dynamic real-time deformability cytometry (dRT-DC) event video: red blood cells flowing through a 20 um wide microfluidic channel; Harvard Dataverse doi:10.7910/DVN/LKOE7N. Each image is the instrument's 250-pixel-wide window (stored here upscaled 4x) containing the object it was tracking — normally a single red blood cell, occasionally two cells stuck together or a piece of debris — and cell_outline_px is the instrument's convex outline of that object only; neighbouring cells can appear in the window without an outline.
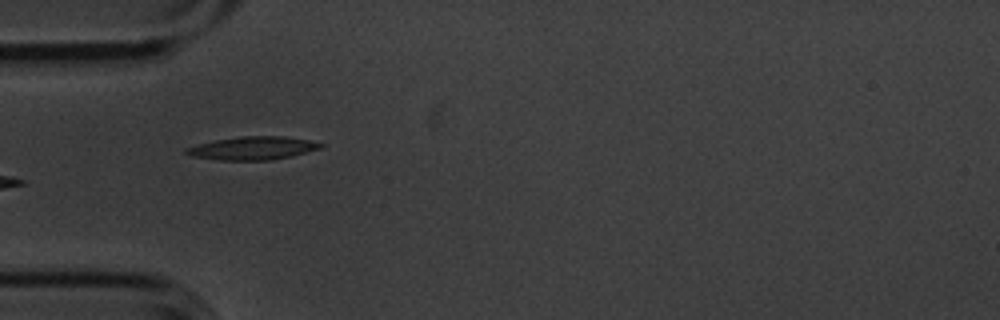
{"species": "common noctule bat (a hibernating species)", "species_latin": "Nyctalus noctula", "temperature_condition": "cold", "stored_images_in_passage": 8, "camera_frame_rate_fps": 3000, "um_per_image_px": 0.085, "animal": {"sex": "male", "body_mass_g": 20.1, "forearm_length_mm": 53.5}, "frame": {"image": 1, "passage_image": 5, "time_ms": 1.333, "image_size_px": [1000, 320], "cell_outline_px": [[324, 144], [320, 148], [292, 156], [272, 160], [220, 160], [192, 156], [184, 152], [184, 148], [216, 140], [240, 136], [284, 136], [308, 140]], "centroid_in_image_um": [21.47, 12.59], "position_along_channel_um": 63.5, "area_um2": 17.98}}
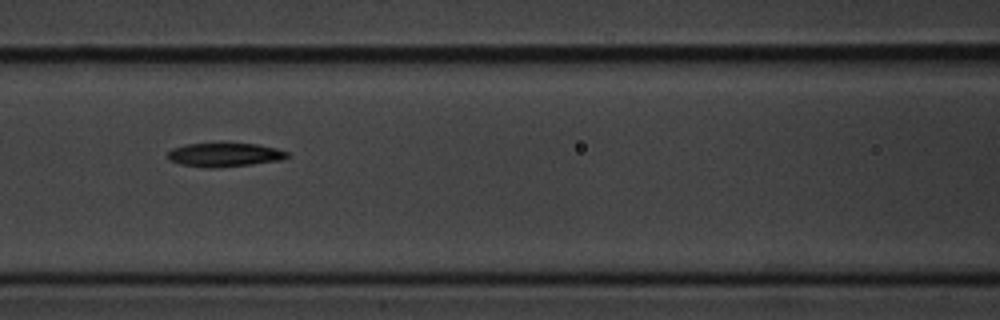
{"frame": {"image": 2, "passage_image": 7, "time_ms": 2.0, "image_size_px": [1000, 320], "cell_outline_px": [[288, 156], [280, 160], [252, 164], [212, 168], [204, 168], [180, 164], [168, 160], [168, 152], [172, 148], [184, 144], [224, 140], [256, 144], [276, 148], [288, 152]], "centroid_in_image_um": [19.03, 13.1], "position_along_channel_um": 147.6, "area_um2": 17.46}}
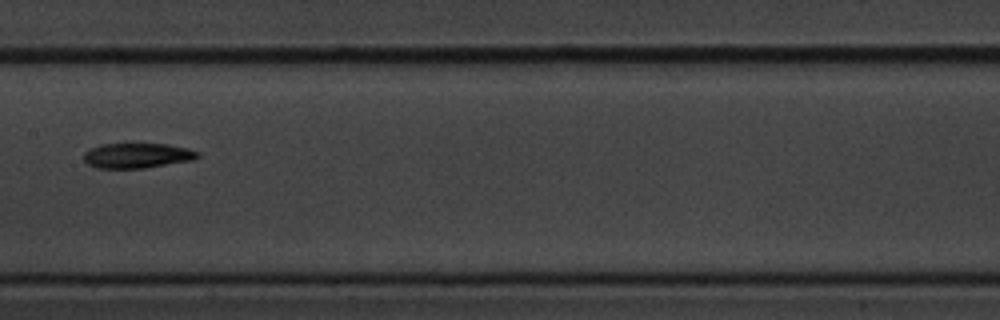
{"frame": {"image": 3, "passage_image": 8, "time_ms": 2.333, "image_size_px": [1000, 320], "cell_outline_px": [[200, 156], [196, 160], [144, 168], [96, 168], [88, 164], [84, 160], [84, 152], [100, 144], [168, 144], [188, 148], [200, 152]], "centroid_in_image_um": [11.71, 13.23], "position_along_channel_um": 195.7, "area_um2": 16.76}}